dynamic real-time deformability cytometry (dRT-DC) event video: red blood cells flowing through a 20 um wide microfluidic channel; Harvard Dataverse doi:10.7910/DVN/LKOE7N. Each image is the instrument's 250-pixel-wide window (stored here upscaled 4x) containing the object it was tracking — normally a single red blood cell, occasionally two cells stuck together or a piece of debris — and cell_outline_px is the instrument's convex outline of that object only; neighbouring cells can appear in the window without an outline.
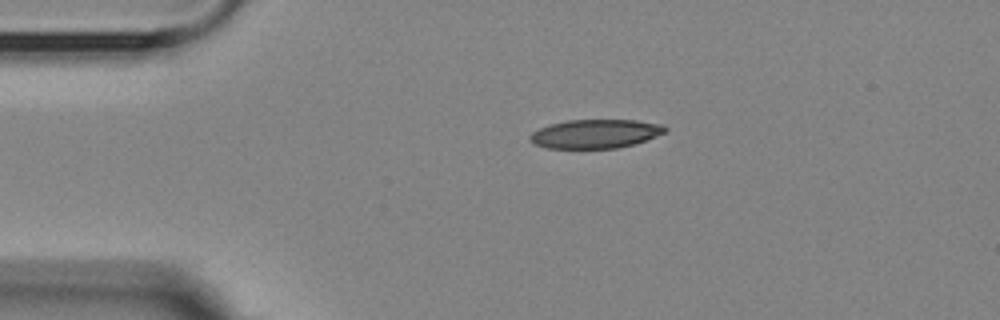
{"species": "Egyptian fruit bat (a non-hibernating species)", "species_latin": "Rousettus aegyptiacus", "temperature_condition": "room temperature", "stored_images_in_passage": 2, "camera_frame_rate_fps": 3000, "um_per_image_px": 0.085, "animal": {"sex": "female"}, "frame": {"image": 1, "passage_image": 1, "time_ms": 0.0, "image_size_px": [1000, 320], "cell_outline_px": [[668, 128], [664, 132], [656, 136], [632, 144], [616, 148], [544, 148], [528, 140], [528, 136], [532, 132], [540, 128], [552, 124], [568, 120], [636, 120], [664, 124]], "centroid_in_image_um": [50.59, 11.37], "position_along_channel_um": 34.4, "area_um2": 22.6}}